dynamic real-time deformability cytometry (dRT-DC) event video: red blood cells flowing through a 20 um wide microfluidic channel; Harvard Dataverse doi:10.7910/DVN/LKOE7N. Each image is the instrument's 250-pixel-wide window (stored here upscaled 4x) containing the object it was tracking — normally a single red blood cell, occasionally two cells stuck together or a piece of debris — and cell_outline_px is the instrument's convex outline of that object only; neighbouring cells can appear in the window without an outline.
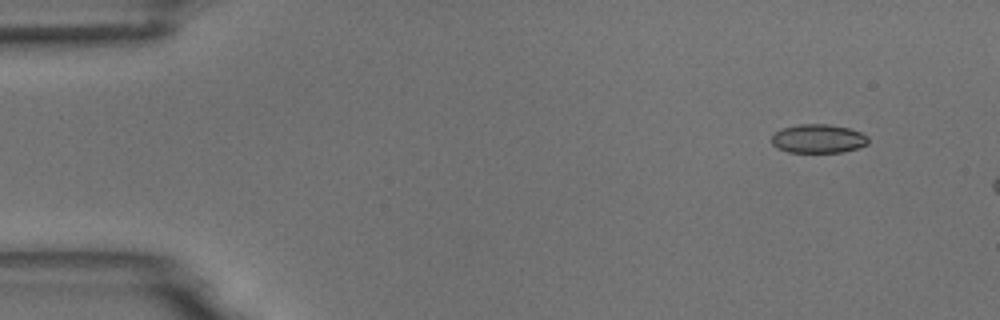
{"species": "common noctule bat (a hibernating species)", "species_latin": "Nyctalus noctula", "temperature_condition": "room temperature", "stored_images_in_passage": 4, "camera_frame_rate_fps": 3000, "um_per_image_px": 0.085, "animal": {"sex": "male", "body_mass_g": 18.8}, "frame": {"image": 1, "passage_image": 2, "time_ms": 1.0, "image_size_px": [1000, 320], "cell_outline_px": [[868, 144], [860, 148], [840, 152], [788, 152], [776, 148], [772, 144], [772, 136], [780, 128], [796, 124], [828, 124], [848, 128], [860, 132], [868, 136]], "centroid_in_image_um": [69.54, 11.78], "position_along_channel_um": 15.5, "area_um2": 16.36}}